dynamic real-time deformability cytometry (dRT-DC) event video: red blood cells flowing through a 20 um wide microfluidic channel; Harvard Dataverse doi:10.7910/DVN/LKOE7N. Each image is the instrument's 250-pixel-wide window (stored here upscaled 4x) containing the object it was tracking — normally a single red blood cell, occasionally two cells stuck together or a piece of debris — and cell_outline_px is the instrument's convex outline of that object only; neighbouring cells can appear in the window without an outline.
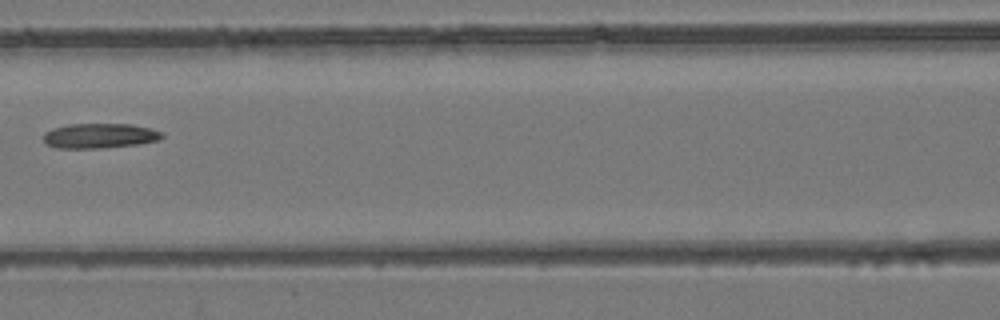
{"species": "common noctule bat (a hibernating species)", "species_latin": "Nyctalus noctula", "temperature_condition": "room temperature", "stored_images_in_passage": 9, "camera_frame_rate_fps": 3000, "um_per_image_px": 0.085, "animal": {"sex": "female", "body_mass_g": 24.6, "forearm_length_mm": 56.2}, "frame": {"image": 1, "passage_image": 7, "time_ms": 7.0, "image_size_px": [1000, 320], "cell_outline_px": [[164, 136], [160, 140], [140, 144], [100, 148], [56, 148], [44, 144], [44, 132], [52, 128], [68, 124], [132, 124], [148, 128], [160, 132]], "centroid_in_image_um": [8.43, 11.54], "position_along_channel_um": 158.2, "area_um2": 17.28}}
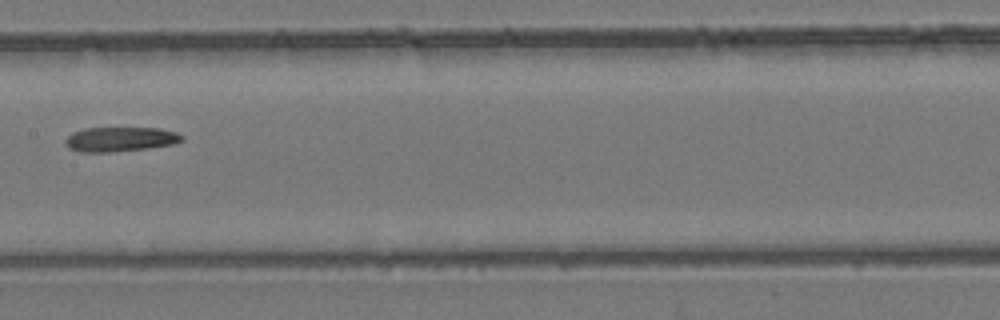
{"frame": {"image": 2, "passage_image": 8, "time_ms": 8.0, "image_size_px": [1000, 320], "cell_outline_px": [[184, 140], [172, 144], [148, 148], [112, 152], [80, 152], [68, 148], [64, 144], [64, 140], [72, 132], [84, 128], [160, 128], [176, 132], [184, 136]], "centroid_in_image_um": [10.19, 11.83], "position_along_channel_um": 197.2, "area_um2": 16.82}}
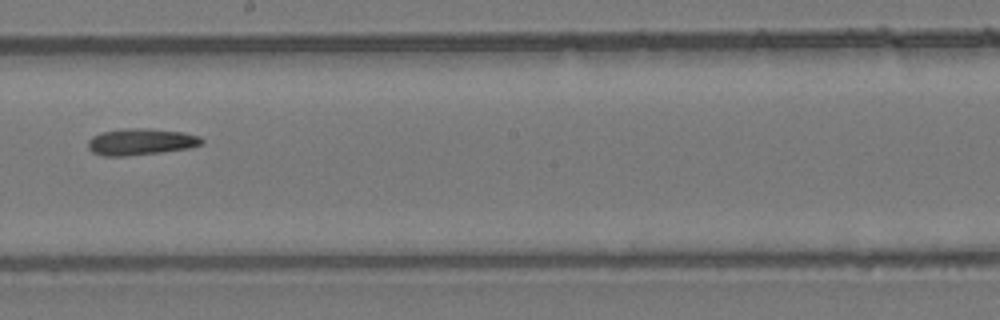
{"frame": {"image": 3, "passage_image": 9, "time_ms": 9.0, "image_size_px": [1000, 320], "cell_outline_px": [[204, 144], [192, 148], [160, 152], [124, 156], [100, 156], [92, 152], [88, 148], [88, 140], [92, 136], [100, 132], [124, 128], [148, 128], [184, 132], [200, 136], [204, 140]], "centroid_in_image_um": [11.98, 12.04], "position_along_channel_um": 236.2, "area_um2": 17.92}}